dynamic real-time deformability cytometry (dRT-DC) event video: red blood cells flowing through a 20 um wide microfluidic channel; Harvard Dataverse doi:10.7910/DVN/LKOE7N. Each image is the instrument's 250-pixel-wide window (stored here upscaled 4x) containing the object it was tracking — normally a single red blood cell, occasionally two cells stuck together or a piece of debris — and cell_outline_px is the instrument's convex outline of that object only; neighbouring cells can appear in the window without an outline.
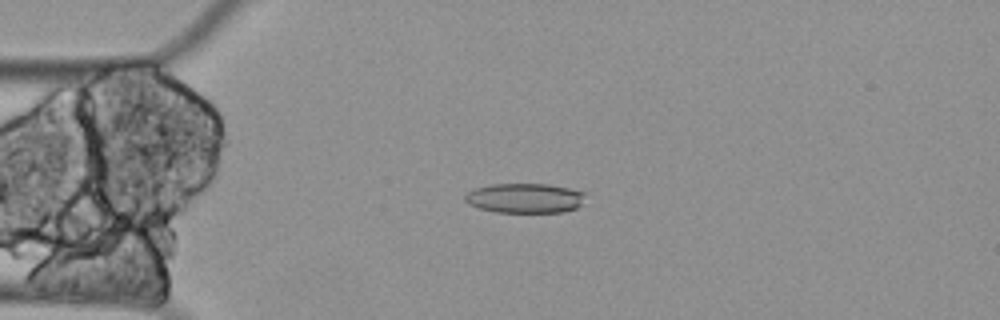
{"species": "Egyptian fruit bat (a non-hibernating species)", "species_latin": "Rousettus aegyptiacus", "temperature_condition": "cold", "stored_images_in_passage": 58, "camera_frame_rate_fps": 3000, "um_per_image_px": 0.085, "animal": {"sex": "female"}, "frame": {"image": 1, "passage_image": 12, "time_ms": 3.667, "image_size_px": [1000, 320], "cell_outline_px": [[584, 192], [580, 204], [576, 208], [564, 212], [496, 212], [480, 208], [468, 204], [464, 200], [464, 196], [468, 192], [476, 188], [492, 184], [548, 184], [568, 188]], "centroid_in_image_um": [44.57, 16.84], "position_along_channel_um": 40.4, "area_um2": 20.63}}
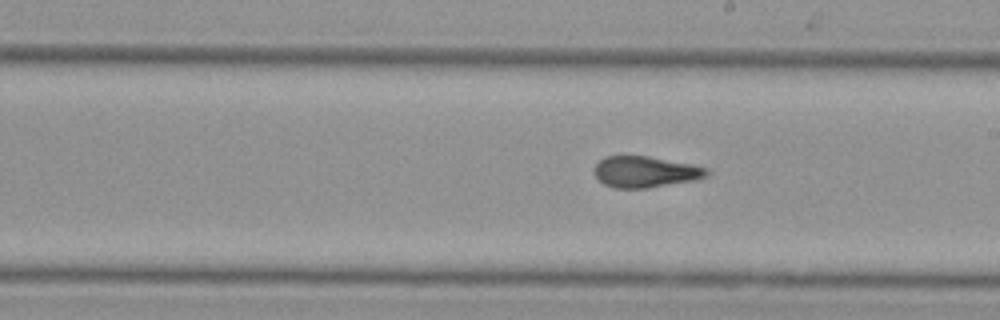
{"frame": {"image": 2, "passage_image": 31, "time_ms": 10.0, "image_size_px": [1000, 320], "cell_outline_px": [[708, 172], [704, 176], [692, 180], [648, 188], [612, 188], [604, 184], [596, 176], [596, 164], [604, 156], [648, 156], [692, 164], [708, 168]], "centroid_in_image_um": [54.83, 14.6], "position_along_channel_um": 234.2, "area_um2": 20.11}}
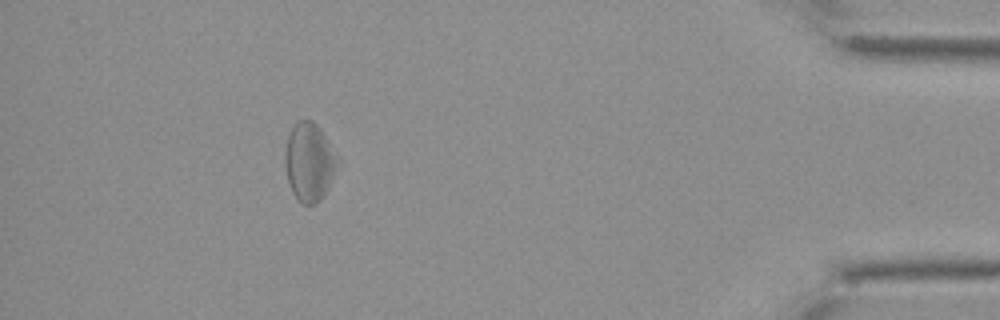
{"frame": {"image": 3, "passage_image": 52, "time_ms": 17.0, "image_size_px": [1000, 320], "cell_outline_px": [[340, 164], [324, 196], [316, 204], [304, 204], [292, 192], [288, 180], [284, 164], [284, 152], [288, 132], [296, 120], [312, 120], [320, 128], [340, 160]], "centroid_in_image_um": [26.29, 13.74], "position_along_channel_um": 408.9, "area_um2": 24.33}, "authors_computed_cell_mechanics": {"area_um2": 21.5594, "velocity_mm_per_s": 3.2675, "shape_relaxation_time_tau1_ms": null, "shape_relaxation_time_tau2_ms": 4.5453, "deformation_change_tau1": null, "deformation_change_tau2": 0.105}}